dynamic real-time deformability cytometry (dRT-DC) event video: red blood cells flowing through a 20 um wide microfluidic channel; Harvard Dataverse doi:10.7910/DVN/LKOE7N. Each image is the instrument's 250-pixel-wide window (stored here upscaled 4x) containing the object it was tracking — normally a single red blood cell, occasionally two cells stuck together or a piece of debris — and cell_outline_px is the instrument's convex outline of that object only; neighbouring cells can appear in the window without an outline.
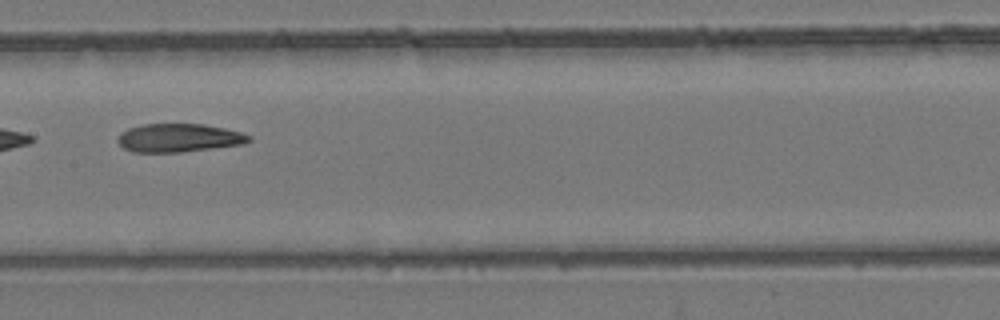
{"species": "common noctule bat (a hibernating species)", "species_latin": "Nyctalus noctula", "temperature_condition": "room temperature", "stored_images_in_passage": 10, "camera_frame_rate_fps": 3000, "um_per_image_px": 0.085, "animal": {"sex": "female", "body_mass_g": 24.6, "forearm_length_mm": 56.2}, "frame": {"image": 1, "passage_image": 7, "time_ms": 8.333, "image_size_px": [1000, 320], "cell_outline_px": [[252, 140], [244, 144], [180, 152], [132, 152], [124, 148], [116, 140], [120, 132], [128, 128], [144, 124], [204, 124], [224, 128], [240, 132], [252, 136]], "centroid_in_image_um": [15.19, 11.72], "position_along_channel_um": 192.2, "area_um2": 21.73}}
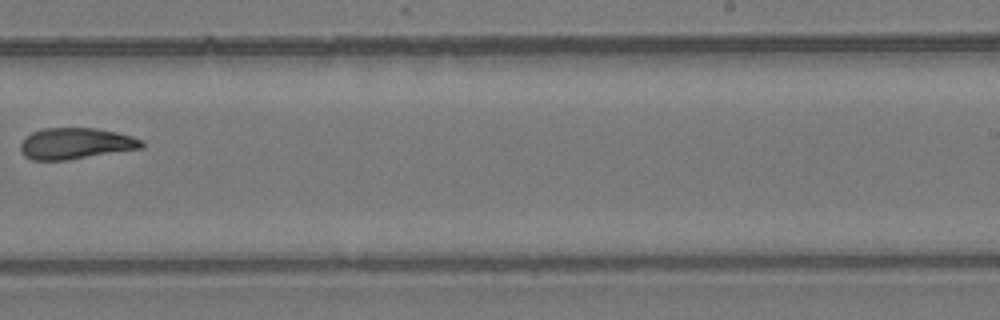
{"frame": {"image": 2, "passage_image": 9, "time_ms": 10.667, "image_size_px": [1000, 320], "cell_outline_px": [[144, 148], [68, 160], [32, 160], [24, 156], [20, 148], [20, 144], [24, 136], [40, 128], [96, 128], [116, 132], [132, 136], [144, 140]], "centroid_in_image_um": [6.43, 12.2], "position_along_channel_um": 282.6, "area_um2": 22.37}}
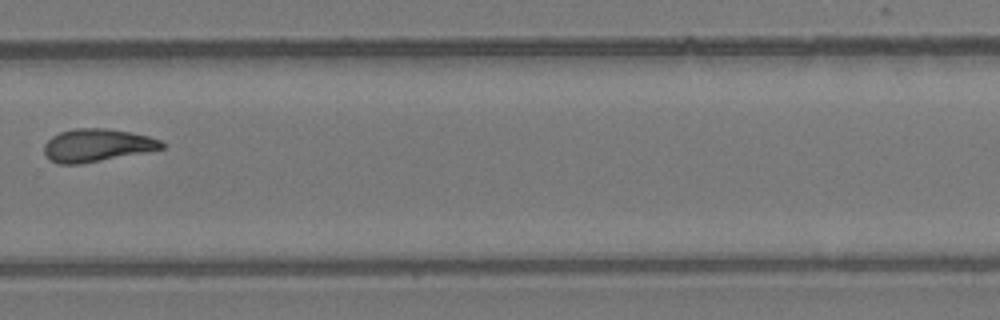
{"frame": {"image": 3, "passage_image": 10, "time_ms": 11.667, "image_size_px": [1000, 320], "cell_outline_px": [[164, 148], [80, 164], [56, 164], [44, 152], [44, 144], [52, 136], [60, 132], [72, 128], [108, 128], [132, 132], [148, 136], [160, 140], [164, 144]], "centroid_in_image_um": [8.22, 12.33], "position_along_channel_um": 321.6, "area_um2": 22.31}}